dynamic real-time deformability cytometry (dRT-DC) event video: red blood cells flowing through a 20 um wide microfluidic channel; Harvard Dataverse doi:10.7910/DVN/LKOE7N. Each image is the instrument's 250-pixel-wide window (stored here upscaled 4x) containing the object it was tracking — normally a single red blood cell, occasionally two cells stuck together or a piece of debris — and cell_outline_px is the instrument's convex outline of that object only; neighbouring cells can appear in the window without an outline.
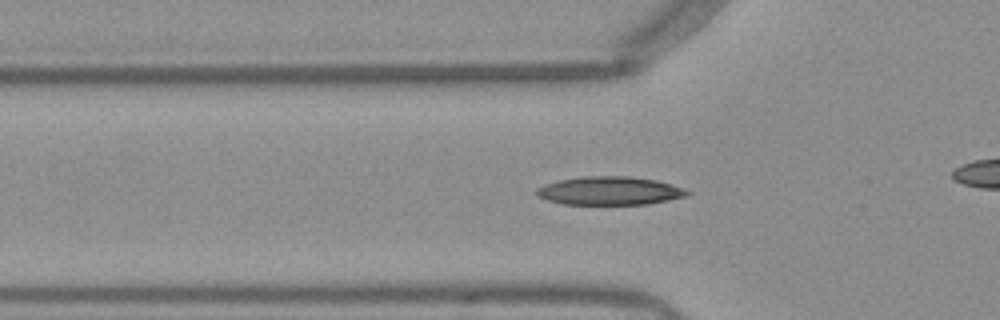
{"species": "Egyptian fruit bat (a non-hibernating species)", "species_latin": "Rousettus aegyptiacus", "temperature_condition": "warm", "stored_images_in_passage": 33, "camera_frame_rate_fps": 3000, "um_per_image_px": 0.085, "frame": {"image": 1, "passage_image": 8, "time_ms": 2.333, "image_size_px": [1000, 320], "cell_outline_px": [[692, 192], [688, 196], [648, 204], [564, 204], [544, 200], [536, 196], [536, 188], [544, 184], [560, 180], [584, 176], [632, 176], [656, 180], [672, 184], [684, 188]], "centroid_in_image_um": [51.82, 16.22], "position_along_channel_um": 74.0, "area_um2": 25.14}}
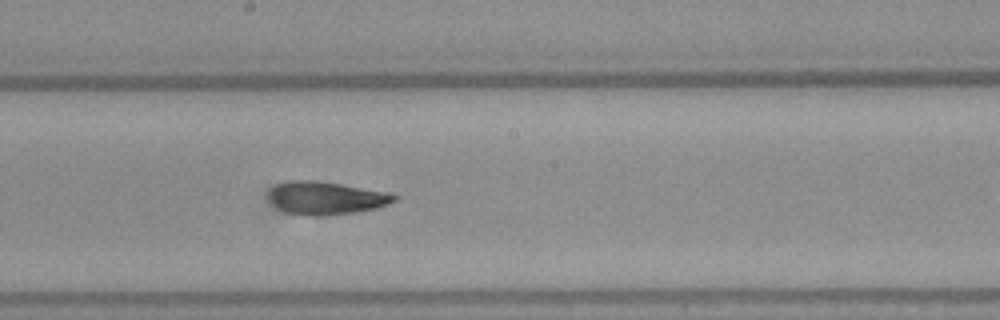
{"frame": {"image": 2, "passage_image": 19, "time_ms": 6.0, "image_size_px": [1000, 320], "cell_outline_px": [[400, 196], [396, 200], [388, 204], [376, 208], [356, 212], [324, 216], [308, 216], [284, 212], [276, 208], [272, 204], [268, 196], [272, 188], [288, 180], [316, 180], [340, 184], [384, 192]], "centroid_in_image_um": [27.68, 16.85], "position_along_channel_um": 220.5, "area_um2": 24.04}}
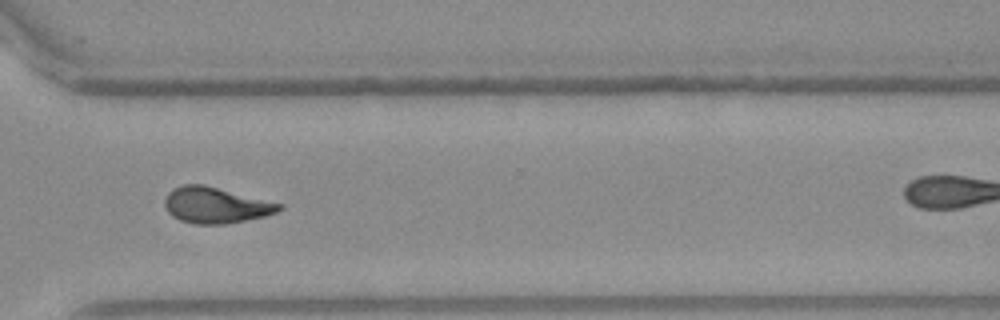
{"frame": {"image": 3, "passage_image": 29, "time_ms": 9.333, "image_size_px": [1000, 320], "cell_outline_px": [[284, 208], [276, 212], [264, 216], [224, 224], [196, 224], [180, 220], [172, 216], [168, 212], [164, 204], [164, 200], [168, 192], [172, 188], [184, 184], [204, 184], [284, 204]], "centroid_in_image_um": [18.32, 17.43], "position_along_channel_um": 352.3, "area_um2": 24.04}}